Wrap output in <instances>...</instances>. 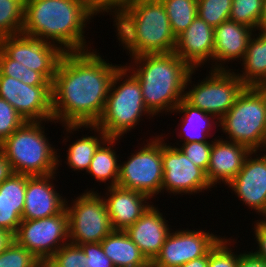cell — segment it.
<instances>
[{
  "label": "cell",
  "mask_w": 266,
  "mask_h": 267,
  "mask_svg": "<svg viewBox=\"0 0 266 267\" xmlns=\"http://www.w3.org/2000/svg\"><path fill=\"white\" fill-rule=\"evenodd\" d=\"M95 50L64 52L51 84L55 123L95 125L102 116L116 70Z\"/></svg>",
  "instance_id": "obj_1"
},
{
  "label": "cell",
  "mask_w": 266,
  "mask_h": 267,
  "mask_svg": "<svg viewBox=\"0 0 266 267\" xmlns=\"http://www.w3.org/2000/svg\"><path fill=\"white\" fill-rule=\"evenodd\" d=\"M94 15L80 0H25L21 33L55 44L63 52L88 51L84 30Z\"/></svg>",
  "instance_id": "obj_2"
},
{
  "label": "cell",
  "mask_w": 266,
  "mask_h": 267,
  "mask_svg": "<svg viewBox=\"0 0 266 267\" xmlns=\"http://www.w3.org/2000/svg\"><path fill=\"white\" fill-rule=\"evenodd\" d=\"M113 19L116 36L130 58L175 51L177 38L160 0H126Z\"/></svg>",
  "instance_id": "obj_3"
},
{
  "label": "cell",
  "mask_w": 266,
  "mask_h": 267,
  "mask_svg": "<svg viewBox=\"0 0 266 267\" xmlns=\"http://www.w3.org/2000/svg\"><path fill=\"white\" fill-rule=\"evenodd\" d=\"M131 58L135 65L126 67L140 83L147 110L153 116L164 111L172 113L184 99L186 79L192 69L175 52Z\"/></svg>",
  "instance_id": "obj_4"
},
{
  "label": "cell",
  "mask_w": 266,
  "mask_h": 267,
  "mask_svg": "<svg viewBox=\"0 0 266 267\" xmlns=\"http://www.w3.org/2000/svg\"><path fill=\"white\" fill-rule=\"evenodd\" d=\"M145 114L154 117L144 104L137 77L126 66L120 65L114 74L102 116L95 126L108 137L121 138L134 129Z\"/></svg>",
  "instance_id": "obj_5"
},
{
  "label": "cell",
  "mask_w": 266,
  "mask_h": 267,
  "mask_svg": "<svg viewBox=\"0 0 266 267\" xmlns=\"http://www.w3.org/2000/svg\"><path fill=\"white\" fill-rule=\"evenodd\" d=\"M42 121H26L0 144V150L12 165L14 173L56 174L59 163L55 147L45 136Z\"/></svg>",
  "instance_id": "obj_6"
},
{
  "label": "cell",
  "mask_w": 266,
  "mask_h": 267,
  "mask_svg": "<svg viewBox=\"0 0 266 267\" xmlns=\"http://www.w3.org/2000/svg\"><path fill=\"white\" fill-rule=\"evenodd\" d=\"M225 139L266 150V87H245L234 105L219 120ZM229 135V136H228Z\"/></svg>",
  "instance_id": "obj_7"
},
{
  "label": "cell",
  "mask_w": 266,
  "mask_h": 267,
  "mask_svg": "<svg viewBox=\"0 0 266 267\" xmlns=\"http://www.w3.org/2000/svg\"><path fill=\"white\" fill-rule=\"evenodd\" d=\"M231 70H210L209 76L189 88L187 86L192 83L193 73L196 72L192 69L186 79L185 90L188 88L189 91H184V100L220 120L246 87L237 73Z\"/></svg>",
  "instance_id": "obj_8"
},
{
  "label": "cell",
  "mask_w": 266,
  "mask_h": 267,
  "mask_svg": "<svg viewBox=\"0 0 266 267\" xmlns=\"http://www.w3.org/2000/svg\"><path fill=\"white\" fill-rule=\"evenodd\" d=\"M162 135L147 141L127 161L120 163L117 185L139 191L151 199L162 193Z\"/></svg>",
  "instance_id": "obj_9"
},
{
  "label": "cell",
  "mask_w": 266,
  "mask_h": 267,
  "mask_svg": "<svg viewBox=\"0 0 266 267\" xmlns=\"http://www.w3.org/2000/svg\"><path fill=\"white\" fill-rule=\"evenodd\" d=\"M85 192L70 206L66 201L69 242L75 245L101 242L114 230L102 196L94 190Z\"/></svg>",
  "instance_id": "obj_10"
},
{
  "label": "cell",
  "mask_w": 266,
  "mask_h": 267,
  "mask_svg": "<svg viewBox=\"0 0 266 267\" xmlns=\"http://www.w3.org/2000/svg\"><path fill=\"white\" fill-rule=\"evenodd\" d=\"M13 237L18 245L25 247L39 261H48L60 247L69 242L66 208L50 217L22 220Z\"/></svg>",
  "instance_id": "obj_11"
},
{
  "label": "cell",
  "mask_w": 266,
  "mask_h": 267,
  "mask_svg": "<svg viewBox=\"0 0 266 267\" xmlns=\"http://www.w3.org/2000/svg\"><path fill=\"white\" fill-rule=\"evenodd\" d=\"M165 142L162 137V192L192 195L213 188L202 168L191 162L178 146Z\"/></svg>",
  "instance_id": "obj_12"
},
{
  "label": "cell",
  "mask_w": 266,
  "mask_h": 267,
  "mask_svg": "<svg viewBox=\"0 0 266 267\" xmlns=\"http://www.w3.org/2000/svg\"><path fill=\"white\" fill-rule=\"evenodd\" d=\"M0 48L11 59L40 72L51 84L64 54L57 45L22 33L0 38Z\"/></svg>",
  "instance_id": "obj_13"
},
{
  "label": "cell",
  "mask_w": 266,
  "mask_h": 267,
  "mask_svg": "<svg viewBox=\"0 0 266 267\" xmlns=\"http://www.w3.org/2000/svg\"><path fill=\"white\" fill-rule=\"evenodd\" d=\"M0 98L8 101L25 121L55 123L51 85L31 86L0 72Z\"/></svg>",
  "instance_id": "obj_14"
},
{
  "label": "cell",
  "mask_w": 266,
  "mask_h": 267,
  "mask_svg": "<svg viewBox=\"0 0 266 267\" xmlns=\"http://www.w3.org/2000/svg\"><path fill=\"white\" fill-rule=\"evenodd\" d=\"M221 237L198 229L170 231L152 263L154 267L182 266L195 258L205 256Z\"/></svg>",
  "instance_id": "obj_15"
},
{
  "label": "cell",
  "mask_w": 266,
  "mask_h": 267,
  "mask_svg": "<svg viewBox=\"0 0 266 267\" xmlns=\"http://www.w3.org/2000/svg\"><path fill=\"white\" fill-rule=\"evenodd\" d=\"M256 153L247 155L242 169L227 185L244 205L266 218V154Z\"/></svg>",
  "instance_id": "obj_16"
},
{
  "label": "cell",
  "mask_w": 266,
  "mask_h": 267,
  "mask_svg": "<svg viewBox=\"0 0 266 267\" xmlns=\"http://www.w3.org/2000/svg\"><path fill=\"white\" fill-rule=\"evenodd\" d=\"M54 175H28L22 220L50 217L66 208L67 199L56 191L52 182Z\"/></svg>",
  "instance_id": "obj_17"
},
{
  "label": "cell",
  "mask_w": 266,
  "mask_h": 267,
  "mask_svg": "<svg viewBox=\"0 0 266 267\" xmlns=\"http://www.w3.org/2000/svg\"><path fill=\"white\" fill-rule=\"evenodd\" d=\"M191 69L213 60L214 28L197 16L177 37L174 51Z\"/></svg>",
  "instance_id": "obj_18"
},
{
  "label": "cell",
  "mask_w": 266,
  "mask_h": 267,
  "mask_svg": "<svg viewBox=\"0 0 266 267\" xmlns=\"http://www.w3.org/2000/svg\"><path fill=\"white\" fill-rule=\"evenodd\" d=\"M150 262L157 257L171 231L167 220L153 204L132 225L124 230Z\"/></svg>",
  "instance_id": "obj_19"
},
{
  "label": "cell",
  "mask_w": 266,
  "mask_h": 267,
  "mask_svg": "<svg viewBox=\"0 0 266 267\" xmlns=\"http://www.w3.org/2000/svg\"><path fill=\"white\" fill-rule=\"evenodd\" d=\"M107 190L106 198L102 197L114 230H125L152 205L148 201L150 197L139 191L122 188L118 185L107 187Z\"/></svg>",
  "instance_id": "obj_20"
},
{
  "label": "cell",
  "mask_w": 266,
  "mask_h": 267,
  "mask_svg": "<svg viewBox=\"0 0 266 267\" xmlns=\"http://www.w3.org/2000/svg\"><path fill=\"white\" fill-rule=\"evenodd\" d=\"M253 32L255 33L252 28L230 19L215 27L211 70H228V66L224 67L225 65H223L227 61L236 59L242 61ZM213 62H215V65H213Z\"/></svg>",
  "instance_id": "obj_21"
},
{
  "label": "cell",
  "mask_w": 266,
  "mask_h": 267,
  "mask_svg": "<svg viewBox=\"0 0 266 267\" xmlns=\"http://www.w3.org/2000/svg\"><path fill=\"white\" fill-rule=\"evenodd\" d=\"M251 150L239 143L215 138L210 153V162L206 176L210 184L227 185L242 169L243 163Z\"/></svg>",
  "instance_id": "obj_22"
},
{
  "label": "cell",
  "mask_w": 266,
  "mask_h": 267,
  "mask_svg": "<svg viewBox=\"0 0 266 267\" xmlns=\"http://www.w3.org/2000/svg\"><path fill=\"white\" fill-rule=\"evenodd\" d=\"M27 174L14 173L0 184V228L13 235L22 221Z\"/></svg>",
  "instance_id": "obj_23"
},
{
  "label": "cell",
  "mask_w": 266,
  "mask_h": 267,
  "mask_svg": "<svg viewBox=\"0 0 266 267\" xmlns=\"http://www.w3.org/2000/svg\"><path fill=\"white\" fill-rule=\"evenodd\" d=\"M241 65L244 70L237 76L246 87H266V31L250 37Z\"/></svg>",
  "instance_id": "obj_24"
},
{
  "label": "cell",
  "mask_w": 266,
  "mask_h": 267,
  "mask_svg": "<svg viewBox=\"0 0 266 267\" xmlns=\"http://www.w3.org/2000/svg\"><path fill=\"white\" fill-rule=\"evenodd\" d=\"M100 243L114 267H138L149 262L124 230H113Z\"/></svg>",
  "instance_id": "obj_25"
},
{
  "label": "cell",
  "mask_w": 266,
  "mask_h": 267,
  "mask_svg": "<svg viewBox=\"0 0 266 267\" xmlns=\"http://www.w3.org/2000/svg\"><path fill=\"white\" fill-rule=\"evenodd\" d=\"M66 129V132L72 133L74 131H79L78 129L83 128H90L95 131L98 135L95 136H82V138L78 139L73 142L71 145L69 144V148L67 150V164L68 166L76 170H86V173L90 167L92 158L94 156L95 151L98 149V147L108 138V136L97 126L95 125H63ZM73 131V132H72ZM100 135V136H99Z\"/></svg>",
  "instance_id": "obj_26"
},
{
  "label": "cell",
  "mask_w": 266,
  "mask_h": 267,
  "mask_svg": "<svg viewBox=\"0 0 266 267\" xmlns=\"http://www.w3.org/2000/svg\"><path fill=\"white\" fill-rule=\"evenodd\" d=\"M173 112L184 114L183 119H181V132L183 130V135L180 132L179 137L183 136V143H191V142H208L207 138L211 137V128L212 125H218L219 120L211 114L206 113L205 111L200 110L199 108L193 107L188 104L184 99L178 104V106L173 110ZM214 122H212V120ZM211 120V121H210ZM218 122V123H217ZM213 123V124H212ZM181 134V135H180ZM210 135V136H209Z\"/></svg>",
  "instance_id": "obj_27"
},
{
  "label": "cell",
  "mask_w": 266,
  "mask_h": 267,
  "mask_svg": "<svg viewBox=\"0 0 266 267\" xmlns=\"http://www.w3.org/2000/svg\"><path fill=\"white\" fill-rule=\"evenodd\" d=\"M120 138L108 137L95 151L88 173L101 183L109 181L108 187L117 186L119 177L118 158L113 145ZM114 143V144H113ZM112 146V147H111Z\"/></svg>",
  "instance_id": "obj_28"
},
{
  "label": "cell",
  "mask_w": 266,
  "mask_h": 267,
  "mask_svg": "<svg viewBox=\"0 0 266 267\" xmlns=\"http://www.w3.org/2000/svg\"><path fill=\"white\" fill-rule=\"evenodd\" d=\"M165 7L172 32L176 38L198 16V0H160Z\"/></svg>",
  "instance_id": "obj_29"
},
{
  "label": "cell",
  "mask_w": 266,
  "mask_h": 267,
  "mask_svg": "<svg viewBox=\"0 0 266 267\" xmlns=\"http://www.w3.org/2000/svg\"><path fill=\"white\" fill-rule=\"evenodd\" d=\"M25 0H0V38L21 34Z\"/></svg>",
  "instance_id": "obj_30"
},
{
  "label": "cell",
  "mask_w": 266,
  "mask_h": 267,
  "mask_svg": "<svg viewBox=\"0 0 266 267\" xmlns=\"http://www.w3.org/2000/svg\"><path fill=\"white\" fill-rule=\"evenodd\" d=\"M263 0H233L229 19L260 30Z\"/></svg>",
  "instance_id": "obj_31"
},
{
  "label": "cell",
  "mask_w": 266,
  "mask_h": 267,
  "mask_svg": "<svg viewBox=\"0 0 266 267\" xmlns=\"http://www.w3.org/2000/svg\"><path fill=\"white\" fill-rule=\"evenodd\" d=\"M233 0H198V16L215 28L229 20Z\"/></svg>",
  "instance_id": "obj_32"
},
{
  "label": "cell",
  "mask_w": 266,
  "mask_h": 267,
  "mask_svg": "<svg viewBox=\"0 0 266 267\" xmlns=\"http://www.w3.org/2000/svg\"><path fill=\"white\" fill-rule=\"evenodd\" d=\"M39 261L25 247L18 245L14 240L0 253V267H40Z\"/></svg>",
  "instance_id": "obj_33"
},
{
  "label": "cell",
  "mask_w": 266,
  "mask_h": 267,
  "mask_svg": "<svg viewBox=\"0 0 266 267\" xmlns=\"http://www.w3.org/2000/svg\"><path fill=\"white\" fill-rule=\"evenodd\" d=\"M49 261L55 267H88L87 256L81 246L70 242L60 247Z\"/></svg>",
  "instance_id": "obj_34"
},
{
  "label": "cell",
  "mask_w": 266,
  "mask_h": 267,
  "mask_svg": "<svg viewBox=\"0 0 266 267\" xmlns=\"http://www.w3.org/2000/svg\"><path fill=\"white\" fill-rule=\"evenodd\" d=\"M231 242L232 239L225 237L217 241L208 252V267H237L239 255L232 252Z\"/></svg>",
  "instance_id": "obj_35"
},
{
  "label": "cell",
  "mask_w": 266,
  "mask_h": 267,
  "mask_svg": "<svg viewBox=\"0 0 266 267\" xmlns=\"http://www.w3.org/2000/svg\"><path fill=\"white\" fill-rule=\"evenodd\" d=\"M25 122L8 101L0 98V144Z\"/></svg>",
  "instance_id": "obj_36"
},
{
  "label": "cell",
  "mask_w": 266,
  "mask_h": 267,
  "mask_svg": "<svg viewBox=\"0 0 266 267\" xmlns=\"http://www.w3.org/2000/svg\"><path fill=\"white\" fill-rule=\"evenodd\" d=\"M213 140H208V142L181 143L182 145H178V149L197 167L202 168L206 172L210 162Z\"/></svg>",
  "instance_id": "obj_37"
},
{
  "label": "cell",
  "mask_w": 266,
  "mask_h": 267,
  "mask_svg": "<svg viewBox=\"0 0 266 267\" xmlns=\"http://www.w3.org/2000/svg\"><path fill=\"white\" fill-rule=\"evenodd\" d=\"M80 246L87 256L88 267H114L112 261L105 255L100 242Z\"/></svg>",
  "instance_id": "obj_38"
},
{
  "label": "cell",
  "mask_w": 266,
  "mask_h": 267,
  "mask_svg": "<svg viewBox=\"0 0 266 267\" xmlns=\"http://www.w3.org/2000/svg\"><path fill=\"white\" fill-rule=\"evenodd\" d=\"M84 3L95 15H98L105 12H109V14L114 17L120 11V8L124 5L126 0H80ZM113 10V11H112ZM114 14H113V13Z\"/></svg>",
  "instance_id": "obj_39"
},
{
  "label": "cell",
  "mask_w": 266,
  "mask_h": 267,
  "mask_svg": "<svg viewBox=\"0 0 266 267\" xmlns=\"http://www.w3.org/2000/svg\"><path fill=\"white\" fill-rule=\"evenodd\" d=\"M29 71V68L25 67L22 63H19L11 59L1 48H0V72L5 76L21 80L23 74Z\"/></svg>",
  "instance_id": "obj_40"
},
{
  "label": "cell",
  "mask_w": 266,
  "mask_h": 267,
  "mask_svg": "<svg viewBox=\"0 0 266 267\" xmlns=\"http://www.w3.org/2000/svg\"><path fill=\"white\" fill-rule=\"evenodd\" d=\"M252 229L255 230L254 239H256L258 247L255 252H251L254 255L266 260V218L257 220L254 225V228Z\"/></svg>",
  "instance_id": "obj_41"
},
{
  "label": "cell",
  "mask_w": 266,
  "mask_h": 267,
  "mask_svg": "<svg viewBox=\"0 0 266 267\" xmlns=\"http://www.w3.org/2000/svg\"><path fill=\"white\" fill-rule=\"evenodd\" d=\"M237 267H266V260L254 255L252 252L239 254Z\"/></svg>",
  "instance_id": "obj_42"
},
{
  "label": "cell",
  "mask_w": 266,
  "mask_h": 267,
  "mask_svg": "<svg viewBox=\"0 0 266 267\" xmlns=\"http://www.w3.org/2000/svg\"><path fill=\"white\" fill-rule=\"evenodd\" d=\"M21 81L31 86L51 85V83L40 72L31 69L22 75Z\"/></svg>",
  "instance_id": "obj_43"
},
{
  "label": "cell",
  "mask_w": 266,
  "mask_h": 267,
  "mask_svg": "<svg viewBox=\"0 0 266 267\" xmlns=\"http://www.w3.org/2000/svg\"><path fill=\"white\" fill-rule=\"evenodd\" d=\"M14 174L12 165L0 150V184Z\"/></svg>",
  "instance_id": "obj_44"
},
{
  "label": "cell",
  "mask_w": 266,
  "mask_h": 267,
  "mask_svg": "<svg viewBox=\"0 0 266 267\" xmlns=\"http://www.w3.org/2000/svg\"><path fill=\"white\" fill-rule=\"evenodd\" d=\"M14 240L13 234L8 230L0 228V253L5 250Z\"/></svg>",
  "instance_id": "obj_45"
},
{
  "label": "cell",
  "mask_w": 266,
  "mask_h": 267,
  "mask_svg": "<svg viewBox=\"0 0 266 267\" xmlns=\"http://www.w3.org/2000/svg\"><path fill=\"white\" fill-rule=\"evenodd\" d=\"M179 267H208V253L205 256L195 258Z\"/></svg>",
  "instance_id": "obj_46"
},
{
  "label": "cell",
  "mask_w": 266,
  "mask_h": 267,
  "mask_svg": "<svg viewBox=\"0 0 266 267\" xmlns=\"http://www.w3.org/2000/svg\"><path fill=\"white\" fill-rule=\"evenodd\" d=\"M260 30L266 31V0H263L262 14L260 20Z\"/></svg>",
  "instance_id": "obj_47"
},
{
  "label": "cell",
  "mask_w": 266,
  "mask_h": 267,
  "mask_svg": "<svg viewBox=\"0 0 266 267\" xmlns=\"http://www.w3.org/2000/svg\"><path fill=\"white\" fill-rule=\"evenodd\" d=\"M40 267H55V266L48 260V261L41 262Z\"/></svg>",
  "instance_id": "obj_48"
},
{
  "label": "cell",
  "mask_w": 266,
  "mask_h": 267,
  "mask_svg": "<svg viewBox=\"0 0 266 267\" xmlns=\"http://www.w3.org/2000/svg\"><path fill=\"white\" fill-rule=\"evenodd\" d=\"M138 267H154L152 262H148L147 264L143 265V266H138Z\"/></svg>",
  "instance_id": "obj_49"
}]
</instances>
